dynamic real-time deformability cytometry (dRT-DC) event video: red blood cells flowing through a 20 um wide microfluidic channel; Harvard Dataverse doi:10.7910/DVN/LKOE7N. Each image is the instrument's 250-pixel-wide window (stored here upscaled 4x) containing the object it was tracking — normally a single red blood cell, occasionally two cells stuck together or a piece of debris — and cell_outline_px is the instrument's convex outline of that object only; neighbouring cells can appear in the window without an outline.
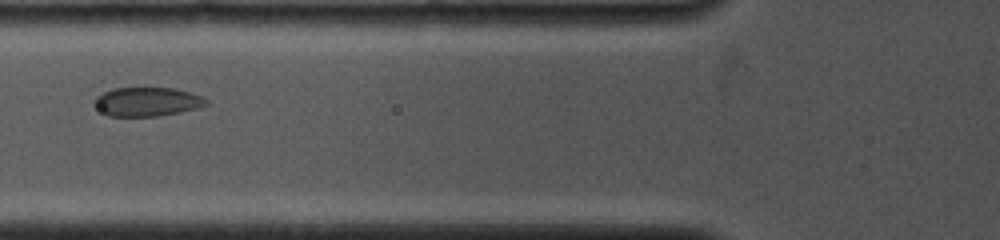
{"species": "common noctule bat (a hibernating species)", "species_latin": "Nyctalus noctula", "temperature_condition": "cold", "stored_images_in_passage": 7, "camera_frame_rate_fps": 4000, "um_per_image_px": 0.085, "animal": {"sex": "female", "body_mass_g": 19.0, "forearm_length_mm": 53.3}, "frame": {"image": 1, "passage_image": 3, "time_ms": 1.75, "image_size_px": [1000, 240], "cell_outline_px": [[208, 104], [196, 108], [180, 112], [156, 116], [108, 116], [92, 104], [92, 100], [96, 96], [112, 88], [176, 88], [200, 96], [208, 100]], "centroid_in_image_um": [12.46, 8.64], "position_along_channel_um": 113.3, "area_um2": 18.84}}
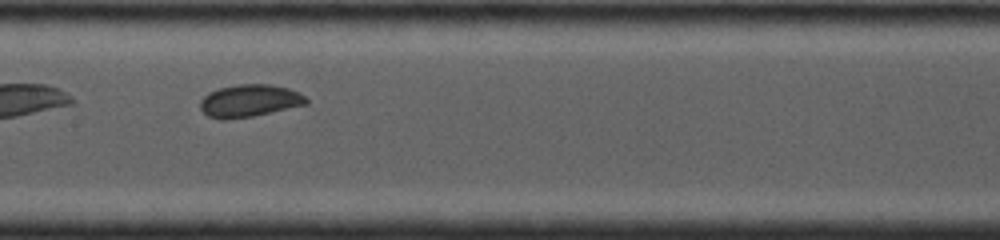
{"frame": {"image": 2, "passage_image": 5, "time_ms": 3.5, "image_size_px": [1000, 240], "cell_outline_px": [[308, 104], [252, 116], [224, 120], [220, 120], [208, 116], [200, 108], [200, 100], [208, 92], [220, 88], [236, 84], [268, 84], [288, 88], [300, 92], [308, 100]], "centroid_in_image_um": [21.19, 8.56], "position_along_channel_um": 186.2, "area_um2": 20.06}}
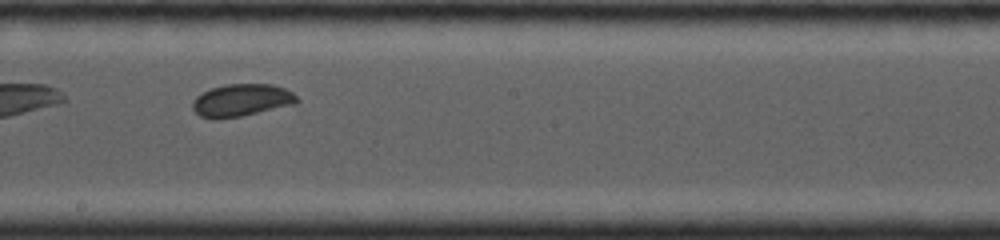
{"frame": {"image": 3, "passage_image": 6, "time_ms": 4.5, "image_size_px": [1000, 240], "cell_outline_px": [[300, 100], [296, 104], [240, 116], [216, 120], [212, 120], [200, 116], [192, 108], [192, 100], [196, 96], [212, 88], [224, 84], [272, 84], [284, 88], [292, 92]], "centroid_in_image_um": [20.51, 8.53], "position_along_channel_um": 227.7, "area_um2": 19.83}}